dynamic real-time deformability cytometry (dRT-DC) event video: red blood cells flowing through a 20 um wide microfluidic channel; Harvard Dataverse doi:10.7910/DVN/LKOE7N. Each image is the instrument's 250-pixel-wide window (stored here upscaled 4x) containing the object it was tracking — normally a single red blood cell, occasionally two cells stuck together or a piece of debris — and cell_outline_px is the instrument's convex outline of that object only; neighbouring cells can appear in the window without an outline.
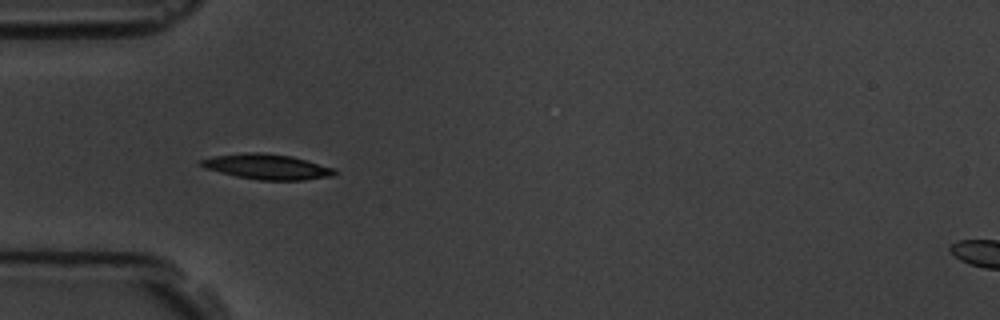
{"species": "common noctule bat (a hibernating species)", "species_latin": "Nyctalus noctula", "temperature_condition": "room temperature", "stored_images_in_passage": 8, "camera_frame_rate_fps": 3000, "um_per_image_px": 0.085, "animal": {"sex": "male", "body_mass_g": 19.5, "forearm_length_mm": 54.6}, "frame": {"image": 1, "passage_image": 5, "time_ms": 5.333, "image_size_px": [1000, 320], "cell_outline_px": [[336, 172], [332, 176], [304, 180], [260, 180], [236, 176], [204, 168], [196, 164], [200, 160], [212, 156], [248, 152], [264, 152], [292, 156], [332, 168]], "centroid_in_image_um": [22.62, 14.16], "position_along_channel_um": 62.4, "area_um2": 19.59}}
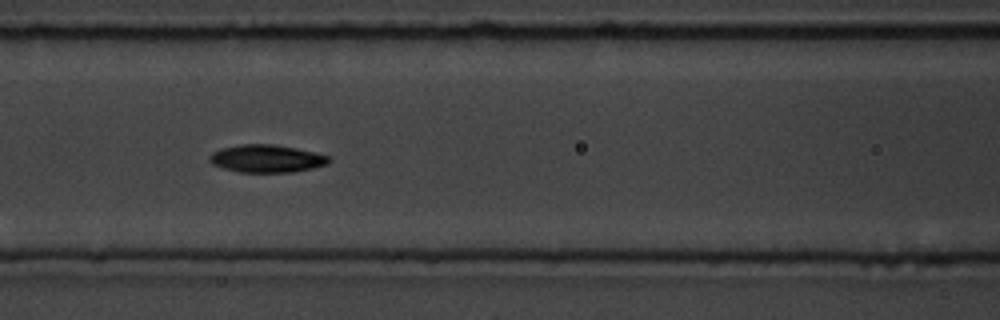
{"frame": {"image": 2, "passage_image": 7, "time_ms": 7.667, "image_size_px": [1000, 320], "cell_outline_px": [[332, 160], [328, 164], [312, 168], [292, 172], [240, 172], [224, 168], [212, 164], [208, 160], [208, 156], [212, 152], [220, 148], [240, 144], [272, 144], [296, 148], [328, 156]], "centroid_in_image_um": [22.63, 13.47], "position_along_channel_um": 144.0, "area_um2": 19.25}}
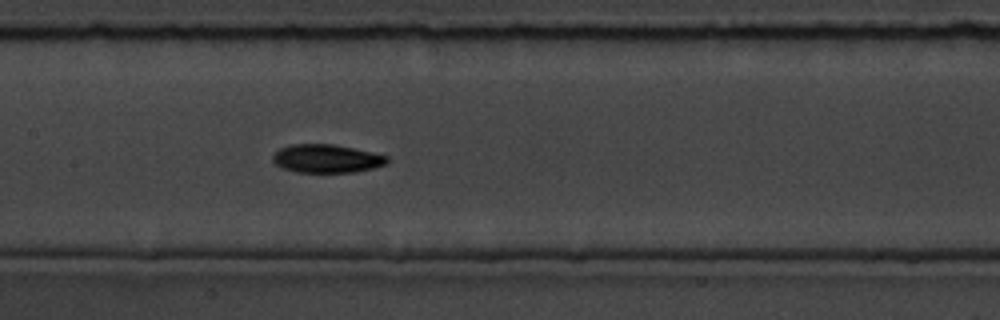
{"frame": {"image": 3, "passage_image": 8, "time_ms": 8.667, "image_size_px": [1000, 320], "cell_outline_px": [[388, 164], [356, 172], [296, 172], [284, 168], [276, 164], [272, 160], [272, 156], [280, 148], [292, 144], [332, 144], [372, 152], [388, 156]], "centroid_in_image_um": [27.77, 13.48], "position_along_channel_um": 179.6, "area_um2": 18.79}}